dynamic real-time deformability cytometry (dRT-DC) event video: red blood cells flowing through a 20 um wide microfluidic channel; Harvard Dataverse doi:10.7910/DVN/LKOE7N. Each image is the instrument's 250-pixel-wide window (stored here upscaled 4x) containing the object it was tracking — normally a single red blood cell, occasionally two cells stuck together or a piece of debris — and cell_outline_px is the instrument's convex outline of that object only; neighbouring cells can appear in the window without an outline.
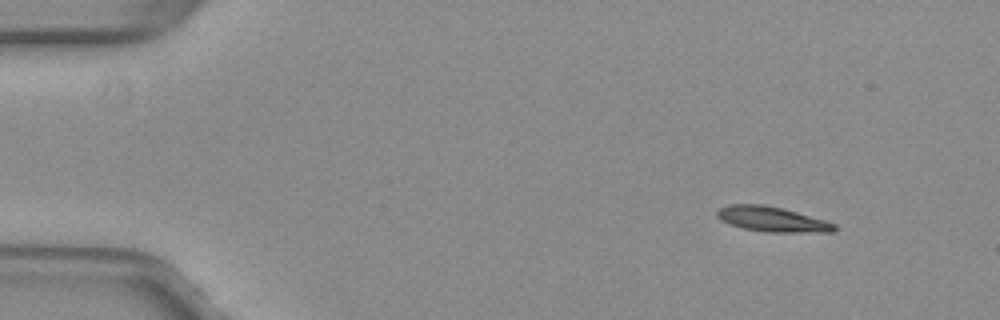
{"species": "common noctule bat (a hibernating species)", "species_latin": "Nyctalus noctula", "temperature_condition": "warm", "stored_images_in_passage": 52, "camera_frame_rate_fps": 3000, "um_per_image_px": 0.085, "animal": {"sex": "female", "body_mass_g": 29.2, "forearm_length_mm": 56.3}, "frame": {"image": 1, "passage_image": 6, "time_ms": 1.667, "image_size_px": [1000, 320], "cell_outline_px": [[836, 228], [832, 232], [764, 232], [744, 228], [720, 220], [716, 216], [716, 212], [720, 208], [728, 204], [764, 204], [796, 212], [824, 220], [836, 224]], "centroid_in_image_um": [65.6, 18.63], "position_along_channel_um": 19.4, "area_um2": 16.94}}
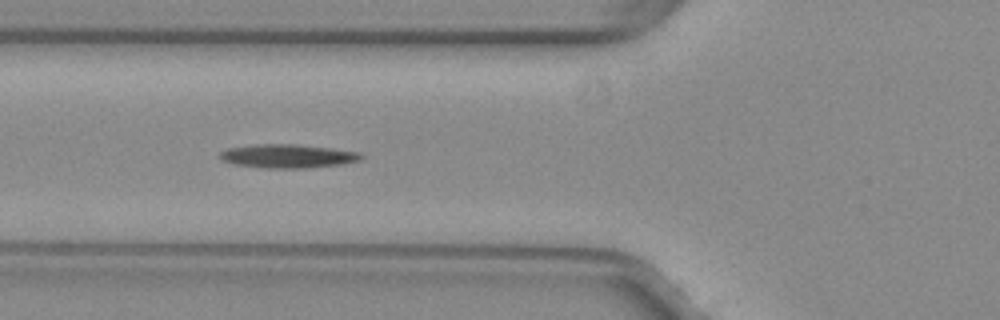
{"frame": {"image": 2, "passage_image": 20, "time_ms": 6.333, "image_size_px": [1000, 320], "cell_outline_px": [[364, 156], [360, 160], [340, 164], [304, 168], [264, 168], [232, 164], [220, 160], [216, 156], [220, 152], [228, 148], [256, 144], [296, 144], [332, 148], [360, 152]], "centroid_in_image_um": [24.4, 13.26], "position_along_channel_um": 101.4, "area_um2": 19.65}}
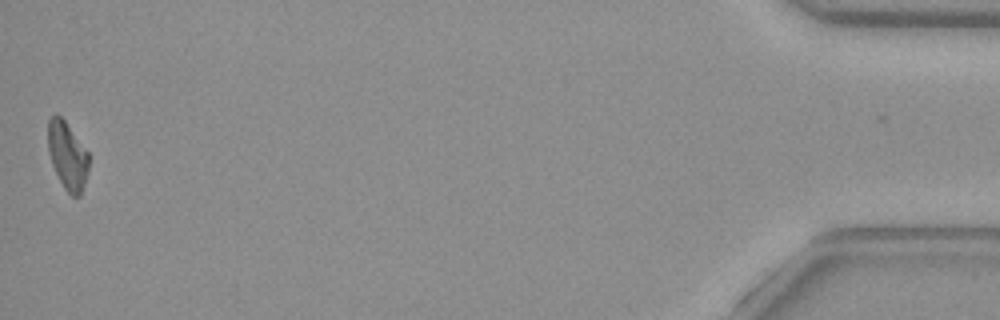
{"frame": {"image": 3, "passage_image": 52, "time_ms": 17.0, "image_size_px": [1000, 320], "cell_outline_px": [[88, 172], [80, 196], [72, 196], [64, 188], [52, 164], [48, 152], [48, 120], [56, 112], [64, 120], [88, 152]], "centroid_in_image_um": [5.72, 13.22], "position_along_channel_um": 429.5, "area_um2": 15.9}, "authors_computed_cell_mechanics": {"area_um2": 17.7446, "velocity_mm_per_s": 3.9839, "shape_relaxation_time_tau1_ms": 6.0115, "shape_relaxation_time_tau2_ms": null, "deformation_change_tau1": 0.2043, "deformation_change_tau2": null}}